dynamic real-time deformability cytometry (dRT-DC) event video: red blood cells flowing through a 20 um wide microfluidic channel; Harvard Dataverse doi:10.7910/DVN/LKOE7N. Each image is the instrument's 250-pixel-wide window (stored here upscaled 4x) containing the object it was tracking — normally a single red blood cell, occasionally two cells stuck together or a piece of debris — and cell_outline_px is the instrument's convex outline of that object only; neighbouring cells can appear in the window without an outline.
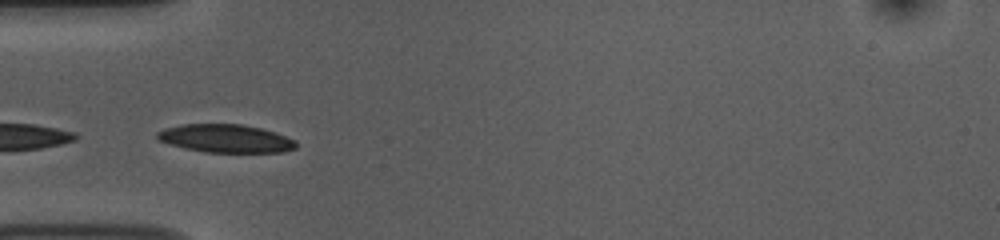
{"species": "common noctule bat (a hibernating species)", "species_latin": "Nyctalus noctula", "temperature_condition": "room temperature", "stored_images_in_passage": 14, "camera_frame_rate_fps": 3000, "um_per_image_px": 0.085, "animal": {"sex": "female", "body_mass_g": 10.0, "forearm_length_mm": 53.1}, "frame": {"image": 1, "passage_image": 8, "time_ms": 2.333, "image_size_px": [1000, 240], "cell_outline_px": [[296, 148], [280, 152], [204, 152], [184, 148], [156, 140], [156, 132], [164, 128], [180, 124], [240, 124], [260, 128], [296, 140]], "centroid_in_image_um": [19.11, 11.77], "position_along_channel_um": 65.9, "area_um2": 22.72}}